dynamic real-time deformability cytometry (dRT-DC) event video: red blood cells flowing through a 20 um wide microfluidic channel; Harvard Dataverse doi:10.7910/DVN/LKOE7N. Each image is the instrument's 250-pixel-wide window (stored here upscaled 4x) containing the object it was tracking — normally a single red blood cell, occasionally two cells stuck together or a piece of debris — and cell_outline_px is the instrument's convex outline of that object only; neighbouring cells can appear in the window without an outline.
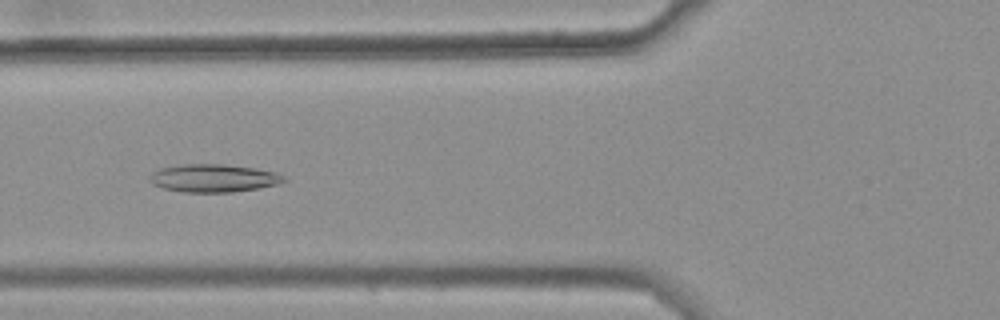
{"species": "common noctule bat (a hibernating species)", "species_latin": "Nyctalus noctula", "temperature_condition": "warm", "stored_images_in_passage": 47, "camera_frame_rate_fps": 3000, "um_per_image_px": 0.085, "animal": {"sex": "female", "body_mass_g": 25.1}, "frame": {"image": 1, "passage_image": 21, "time_ms": 6.667, "image_size_px": [1000, 320], "cell_outline_px": [[288, 180], [276, 184], [260, 188], [232, 192], [184, 192], [164, 188], [152, 184], [148, 180], [148, 176], [152, 172], [160, 168], [184, 164], [224, 164], [256, 168], [276, 172], [284, 176]], "centroid_in_image_um": [18.14, 15.14], "position_along_channel_um": 107.7, "area_um2": 21.96}}
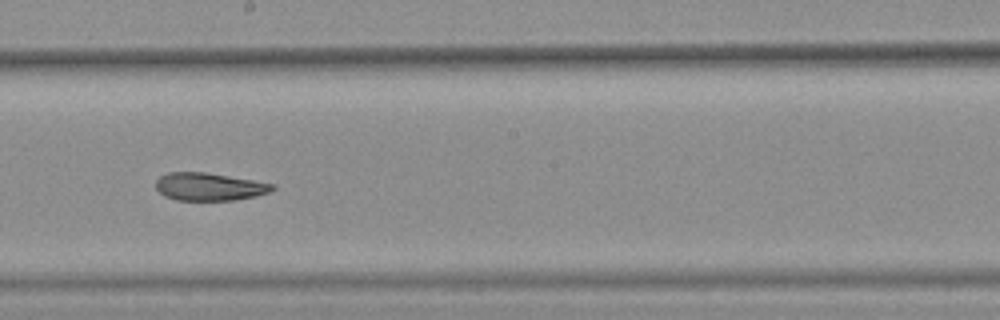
{"frame": {"image": 2, "passage_image": 31, "time_ms": 10.0, "image_size_px": [1000, 320], "cell_outline_px": [[276, 188], [268, 192], [256, 196], [232, 200], [176, 200], [164, 196], [156, 188], [156, 180], [160, 176], [168, 172], [204, 172], [276, 184]], "centroid_in_image_um": [17.77, 15.87], "position_along_channel_um": 230.4, "area_um2": 18.79}}
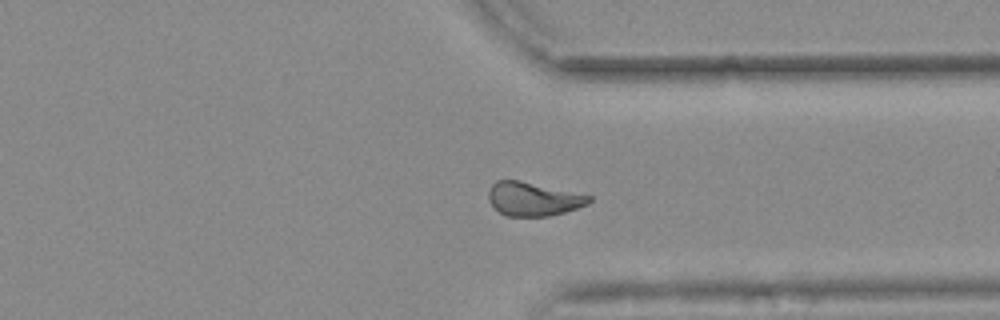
{"frame": {"image": 3, "passage_image": 42, "time_ms": 13.667, "image_size_px": [1000, 320], "cell_outline_px": [[592, 200], [588, 204], [564, 212], [548, 216], [508, 216], [500, 212], [488, 200], [488, 192], [492, 184], [496, 180], [520, 180], [592, 196]], "centroid_in_image_um": [45.32, 16.9], "position_along_channel_um": 366.1, "area_um2": 19.59}, "authors_computed_cell_mechanics": {"area_um2": 20.6924, "velocity_mm_per_s": 3.6849, "shape_relaxation_time_tau1_ms": null, "shape_relaxation_time_tau2_ms": 3.1855, "deformation_change_tau1": null, "deformation_change_tau2": 0.0975}}